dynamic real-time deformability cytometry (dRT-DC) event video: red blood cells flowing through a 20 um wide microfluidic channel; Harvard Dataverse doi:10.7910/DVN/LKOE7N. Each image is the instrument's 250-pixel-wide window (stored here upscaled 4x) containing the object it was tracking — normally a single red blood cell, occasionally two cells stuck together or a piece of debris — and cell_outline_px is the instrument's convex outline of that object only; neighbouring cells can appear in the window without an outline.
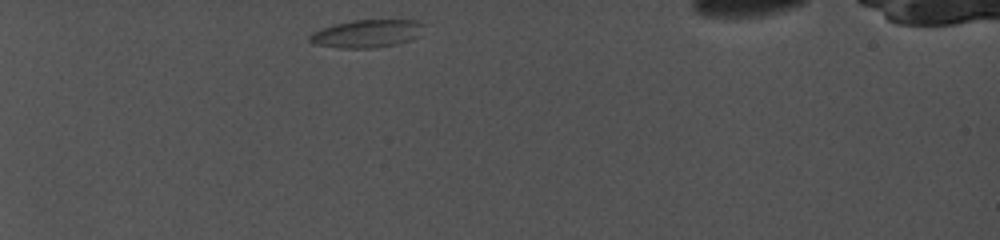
{"species": "common noctule bat (a hibernating species)", "species_latin": "Nyctalus noctula", "temperature_condition": "cold", "stored_images_in_passage": 4, "camera_frame_rate_fps": 5000, "um_per_image_px": 0.085, "animal": {"sex": "female", "body_mass_g": 19.0, "forearm_length_mm": 56.7}, "frame": {"image": 1, "passage_image": 1, "time_ms": 0.0, "image_size_px": [1000, 240], "cell_outline_px": [[428, 24], [420, 36], [396, 44], [376, 48], [340, 48], [312, 44], [308, 40], [308, 36], [312, 32], [320, 28], [332, 24], [352, 20], [416, 20]], "centroid_in_image_um": [31.19, 2.85], "position_along_channel_um": 53.8, "area_um2": 19.02}}